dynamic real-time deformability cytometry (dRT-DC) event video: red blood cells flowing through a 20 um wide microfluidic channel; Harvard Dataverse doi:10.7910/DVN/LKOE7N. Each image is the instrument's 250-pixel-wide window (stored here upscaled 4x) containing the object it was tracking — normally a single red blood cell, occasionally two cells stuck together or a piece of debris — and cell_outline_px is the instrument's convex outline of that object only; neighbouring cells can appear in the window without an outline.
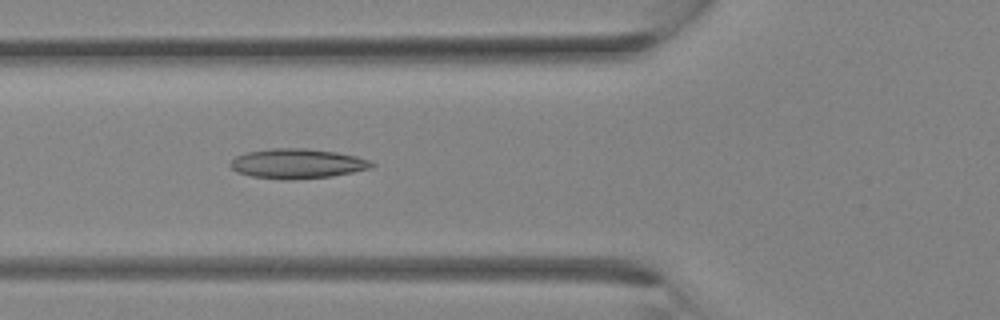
{"species": "Egyptian fruit bat (a non-hibernating species)", "species_latin": "Rousettus aegyptiacus", "temperature_condition": "room temperature", "stored_images_in_passage": 16, "camera_frame_rate_fps": 3000, "um_per_image_px": 0.085, "animal": {"sex": "female"}, "frame": {"image": 1, "passage_image": 12, "time_ms": 3.667, "image_size_px": [1000, 320], "cell_outline_px": [[376, 164], [368, 168], [352, 172], [332, 176], [288, 180], [252, 176], [236, 172], [228, 164], [236, 156], [248, 152], [272, 148], [308, 148], [336, 152], [356, 156], [368, 160]], "centroid_in_image_um": [25.24, 13.9], "position_along_channel_um": 100.6, "area_um2": 24.33}}
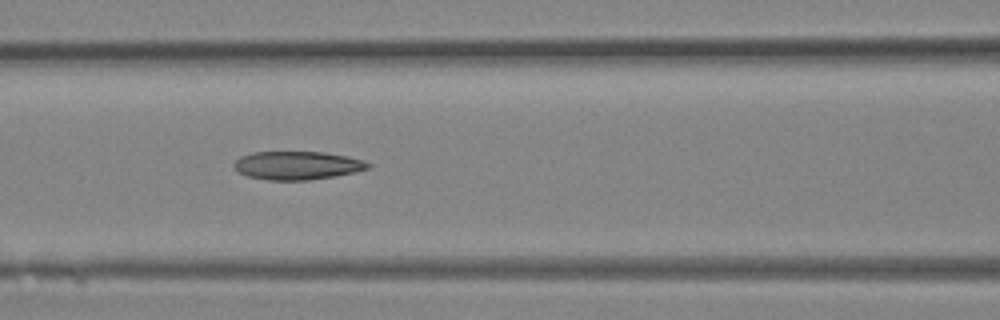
{"frame": {"image": 2, "passage_image": 14, "time_ms": 4.333, "image_size_px": [1000, 320], "cell_outline_px": [[372, 164], [368, 168], [356, 172], [336, 176], [308, 180], [268, 180], [248, 176], [240, 172], [232, 164], [240, 156], [252, 152], [324, 152], [348, 156], [364, 160]], "centroid_in_image_um": [25.3, 14.06], "position_along_channel_um": 141.3, "area_um2": 22.2}}
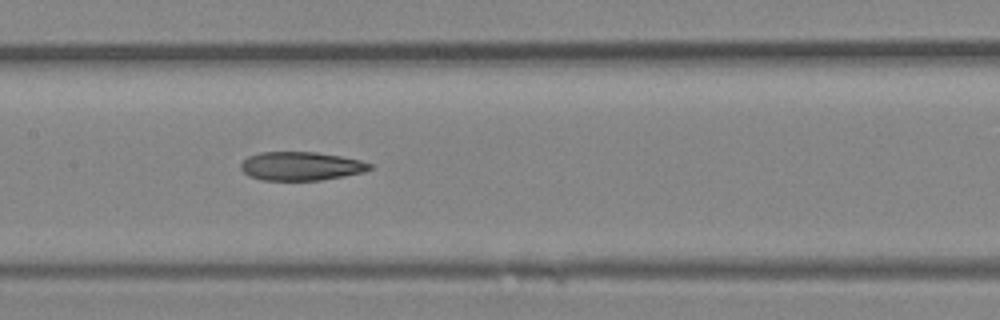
{"frame": {"image": 3, "passage_image": 16, "time_ms": 5.0, "image_size_px": [1000, 320], "cell_outline_px": [[372, 168], [364, 172], [344, 176], [320, 180], [264, 180], [248, 176], [240, 168], [240, 164], [248, 156], [260, 152], [316, 152], [340, 156], [360, 160], [372, 164]], "centroid_in_image_um": [25.58, 14.12], "position_along_channel_um": 181.8, "area_um2": 21.5}}